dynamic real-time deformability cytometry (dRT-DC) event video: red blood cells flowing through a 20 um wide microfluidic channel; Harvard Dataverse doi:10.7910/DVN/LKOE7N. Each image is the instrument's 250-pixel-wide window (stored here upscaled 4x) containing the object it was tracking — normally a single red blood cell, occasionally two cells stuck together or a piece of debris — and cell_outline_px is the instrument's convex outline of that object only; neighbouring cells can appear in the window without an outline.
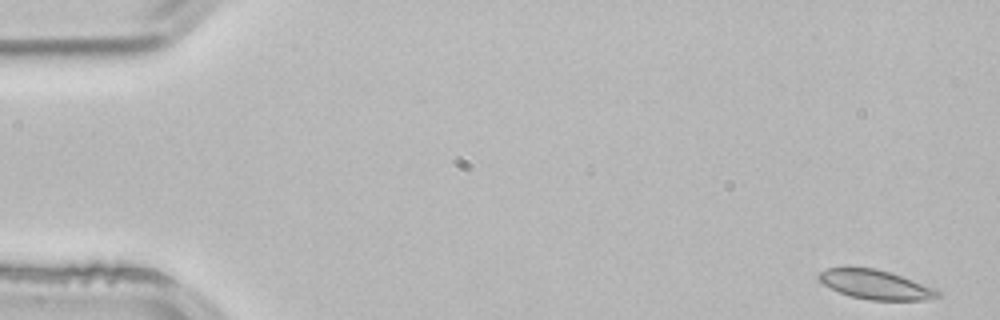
{"species": "common noctule bat (a hibernating species)", "species_latin": "Nyctalus noctula", "temperature_condition": "room temperature", "stored_images_in_passage": 4, "camera_frame_rate_fps": 3000, "um_per_image_px": 0.085, "animal": {"sex": "male", "body_mass_g": 21.5, "forearm_length_mm": 52.0}, "frame": {"image": 1, "passage_image": 1, "time_ms": 0.0, "image_size_px": [1000, 320], "cell_outline_px": [[940, 296], [924, 300], [868, 300], [852, 296], [840, 292], [824, 284], [816, 276], [820, 272], [828, 268], [876, 268], [936, 288], [940, 292]], "centroid_in_image_um": [74.44, 24.2], "position_along_channel_um": 10.6, "area_um2": 19.88}}
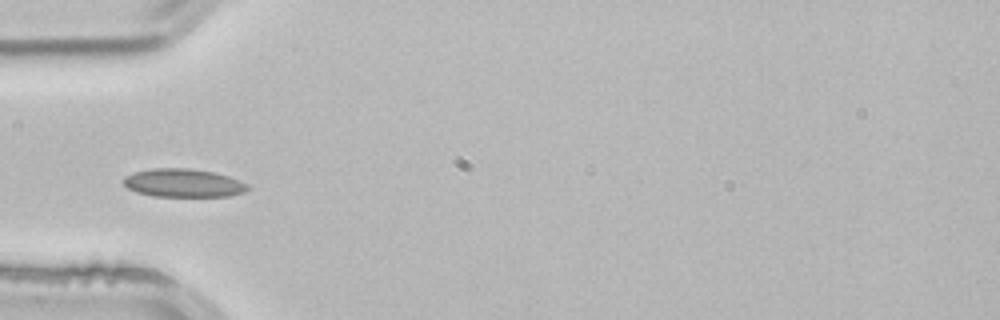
{"frame": {"image": 2, "passage_image": 4, "time_ms": 1.0, "image_size_px": [1000, 320], "cell_outline_px": [[248, 188], [244, 192], [228, 196], [152, 196], [136, 192], [128, 188], [120, 180], [124, 176], [136, 172], [152, 168], [192, 168], [216, 172], [228, 176], [248, 184]], "centroid_in_image_um": [15.55, 15.54], "position_along_channel_um": 69.4, "area_um2": 20.58}}